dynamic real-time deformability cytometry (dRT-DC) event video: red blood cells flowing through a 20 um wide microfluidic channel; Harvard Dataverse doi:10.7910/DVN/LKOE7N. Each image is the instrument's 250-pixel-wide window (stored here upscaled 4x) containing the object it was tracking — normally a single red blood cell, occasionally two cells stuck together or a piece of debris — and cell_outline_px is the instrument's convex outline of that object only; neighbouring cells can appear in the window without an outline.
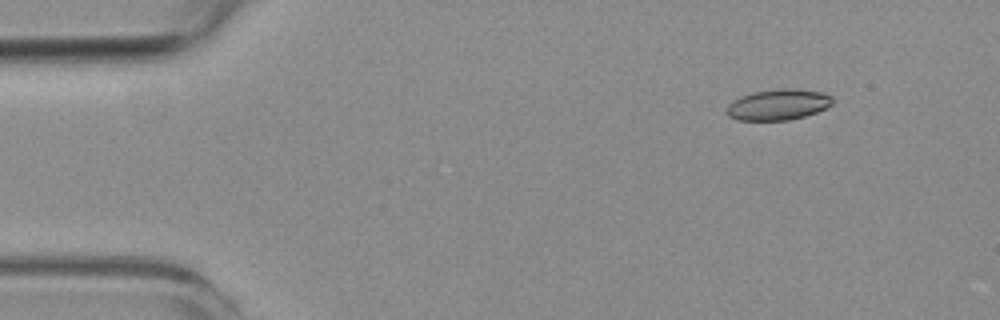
{"species": "common noctule bat (a hibernating species)", "species_latin": "Nyctalus noctula", "temperature_condition": "room temperature", "stored_images_in_passage": 6, "camera_frame_rate_fps": 3000, "um_per_image_px": 0.085, "animal": {"sex": "female", "body_mass_g": 19.3, "forearm_length_mm": 54.1}, "frame": {"image": 1, "passage_image": 1, "time_ms": 0.0, "image_size_px": [1000, 320], "cell_outline_px": [[832, 104], [816, 112], [804, 116], [788, 120], [740, 120], [728, 116], [724, 112], [728, 104], [732, 100], [740, 96], [752, 92], [776, 88], [796, 88], [820, 92], [832, 96]], "centroid_in_image_um": [66.09, 8.88], "position_along_channel_um": 18.9, "area_um2": 19.19}}
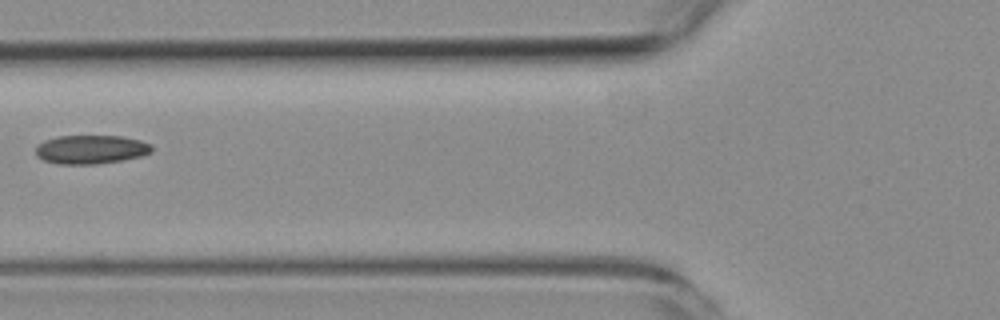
{"frame": {"image": 2, "passage_image": 5, "time_ms": 5.0, "image_size_px": [1000, 320], "cell_outline_px": [[152, 152], [140, 156], [120, 160], [96, 164], [60, 164], [44, 160], [36, 156], [36, 148], [44, 140], [60, 136], [124, 136], [140, 140], [152, 144]], "centroid_in_image_um": [7.74, 12.7], "position_along_channel_um": 118.1, "area_um2": 19.36}}
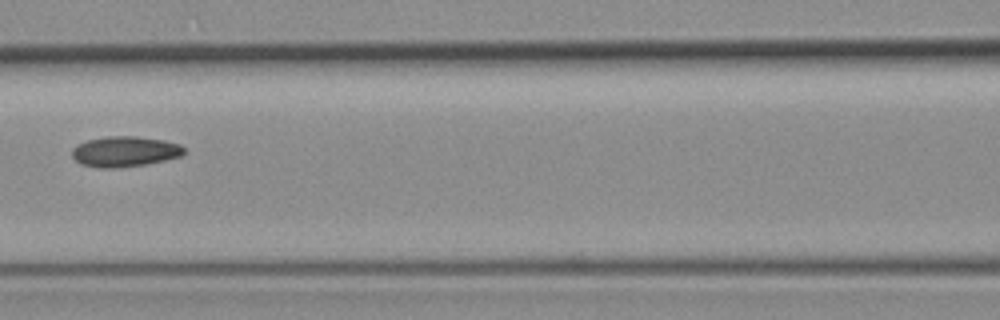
{"frame": {"image": 3, "passage_image": 6, "time_ms": 6.0, "image_size_px": [1000, 320], "cell_outline_px": [[184, 152], [180, 156], [164, 160], [144, 164], [116, 168], [96, 168], [80, 164], [72, 156], [72, 148], [76, 144], [88, 140], [108, 136], [136, 136], [164, 140], [180, 144], [184, 148]], "centroid_in_image_um": [10.57, 12.88], "position_along_channel_um": 156.0, "area_um2": 19.88}}